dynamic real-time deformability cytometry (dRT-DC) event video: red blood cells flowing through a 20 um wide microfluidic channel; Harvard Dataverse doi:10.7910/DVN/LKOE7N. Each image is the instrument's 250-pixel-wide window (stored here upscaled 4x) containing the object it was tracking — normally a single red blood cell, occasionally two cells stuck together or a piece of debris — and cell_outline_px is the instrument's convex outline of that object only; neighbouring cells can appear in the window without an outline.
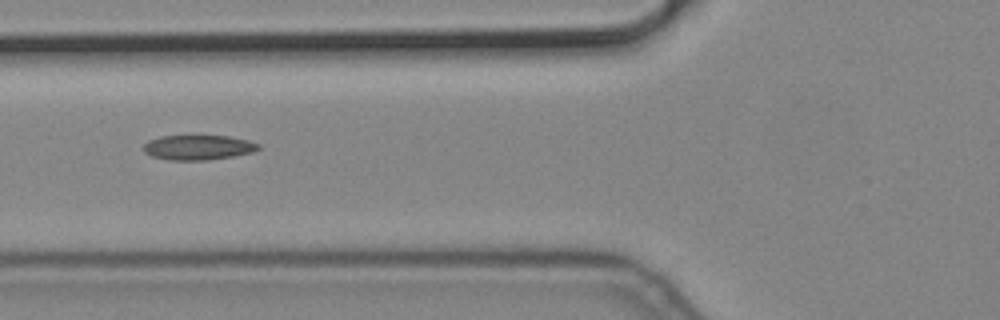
{"species": "common noctule bat (a hibernating species)", "species_latin": "Nyctalus noctula", "temperature_condition": "cold", "stored_images_in_passage": 16, "camera_frame_rate_fps": 3000, "um_per_image_px": 0.085, "animal": {"sex": "male", "body_mass_g": 19.2, "forearm_length_mm": 51.8}, "frame": {"image": 1, "passage_image": 7, "time_ms": 2.0, "image_size_px": [1000, 320], "cell_outline_px": [[260, 148], [252, 152], [232, 156], [208, 160], [172, 160], [152, 156], [144, 152], [144, 144], [148, 140], [160, 136], [228, 136], [248, 140], [260, 144]], "centroid_in_image_um": [16.84, 12.53], "position_along_channel_um": 109.0, "area_um2": 16.53}}
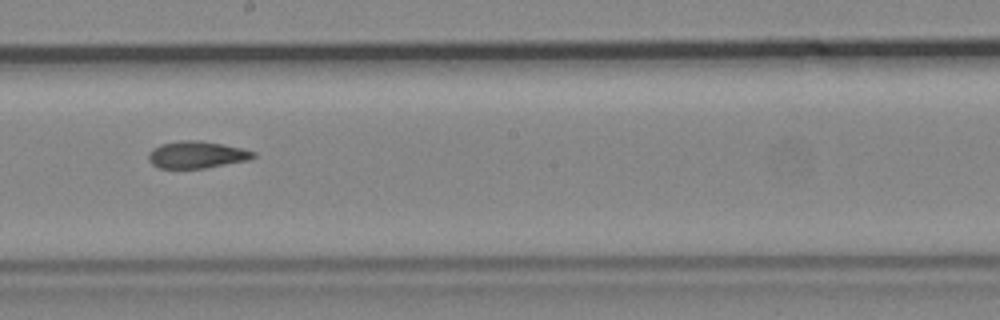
{"frame": {"image": 2, "passage_image": 10, "time_ms": 3.0, "image_size_px": [1000, 320], "cell_outline_px": [[256, 156], [248, 160], [204, 168], [160, 168], [152, 164], [148, 160], [148, 152], [152, 148], [160, 144], [180, 140], [200, 140], [224, 144], [256, 152]], "centroid_in_image_um": [16.69, 13.14], "position_along_channel_um": 231.5, "area_um2": 16.59}}
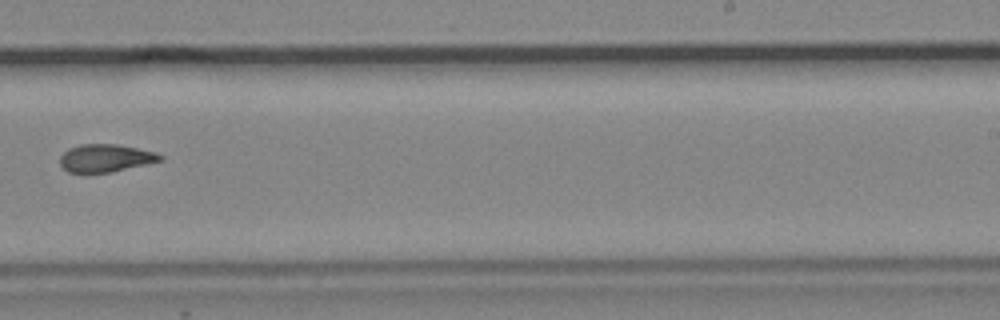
{"frame": {"image": 3, "passage_image": 11, "time_ms": 3.333, "image_size_px": [1000, 320], "cell_outline_px": [[164, 160], [112, 172], [68, 172], [60, 164], [60, 156], [68, 148], [80, 144], [116, 144], [156, 152], [164, 156]], "centroid_in_image_um": [8.99, 13.43], "position_along_channel_um": 280.0, "area_um2": 16.18}}